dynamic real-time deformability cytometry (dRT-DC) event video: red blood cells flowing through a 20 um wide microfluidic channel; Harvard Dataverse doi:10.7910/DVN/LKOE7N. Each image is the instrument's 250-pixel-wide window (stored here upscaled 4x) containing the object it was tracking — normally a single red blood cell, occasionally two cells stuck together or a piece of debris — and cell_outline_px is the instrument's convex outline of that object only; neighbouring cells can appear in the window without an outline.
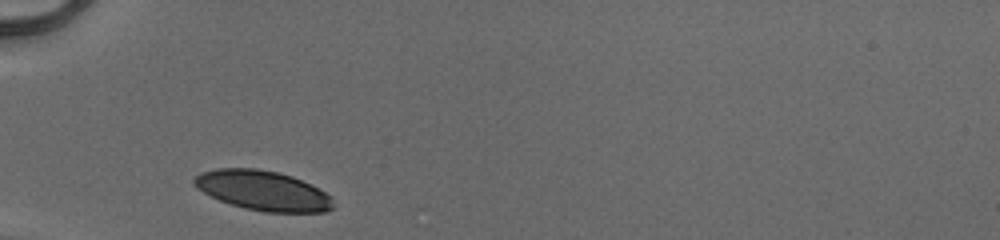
{"species": "human", "species_latin": "Homo sapiens", "temperature_condition": "cold", "stored_images_in_passage": 26, "camera_frame_rate_fps": 3000, "um_per_image_px": 0.085, "donor": {"sex": "male"}, "frame": {"image": 1, "passage_image": 1, "time_ms": 0.0, "image_size_px": [1000, 240], "cell_outline_px": [[332, 208], [324, 212], [264, 212], [244, 208], [220, 200], [196, 188], [192, 184], [192, 180], [200, 172], [216, 168], [256, 168], [276, 172], [292, 176], [332, 196]], "centroid_in_image_um": [22.3, 16.19], "position_along_channel_um": 62.7, "area_um2": 31.96}}
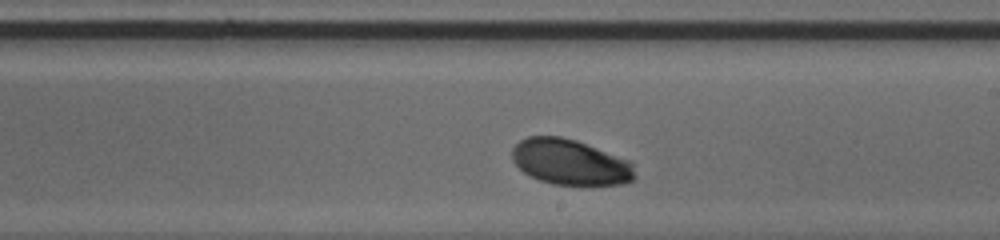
{"frame": {"image": 2, "passage_image": 15, "time_ms": 4.667, "image_size_px": [1000, 240], "cell_outline_px": [[636, 176], [632, 180], [624, 184], [592, 188], [552, 184], [540, 180], [524, 172], [512, 160], [512, 148], [520, 140], [528, 136], [560, 136], [576, 140], [632, 160]], "centroid_in_image_um": [48.55, 13.82], "position_along_channel_um": 240.5, "area_um2": 33.7}}
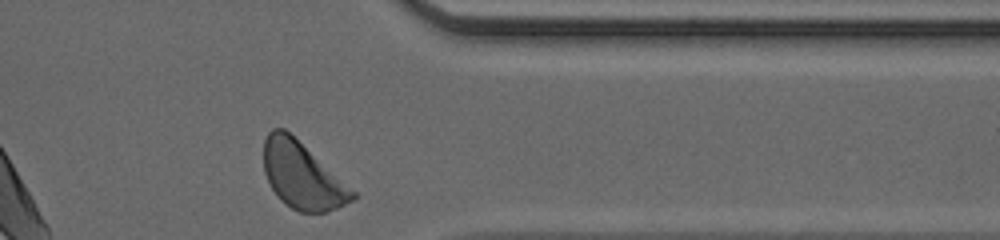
{"frame": {"image": 3, "passage_image": 26, "time_ms": 8.333, "image_size_px": [1000, 240], "cell_outline_px": [[356, 196], [352, 200], [328, 212], [300, 212], [292, 208], [280, 200], [276, 196], [264, 172], [264, 140], [268, 132], [272, 128], [284, 128], [356, 192]], "centroid_in_image_um": [25.66, 14.93], "position_along_channel_um": 385.7, "area_um2": 33.81}, "authors_computed_cell_mechanics": {"area_um2": 33.1483, "velocity_mm_per_s": 4.0609, "shape_relaxation_time_tau1_ms": 3.332, "shape_relaxation_time_tau2_ms": null, "deformation_change_tau1": 0.1543, "deformation_change_tau2": null}}